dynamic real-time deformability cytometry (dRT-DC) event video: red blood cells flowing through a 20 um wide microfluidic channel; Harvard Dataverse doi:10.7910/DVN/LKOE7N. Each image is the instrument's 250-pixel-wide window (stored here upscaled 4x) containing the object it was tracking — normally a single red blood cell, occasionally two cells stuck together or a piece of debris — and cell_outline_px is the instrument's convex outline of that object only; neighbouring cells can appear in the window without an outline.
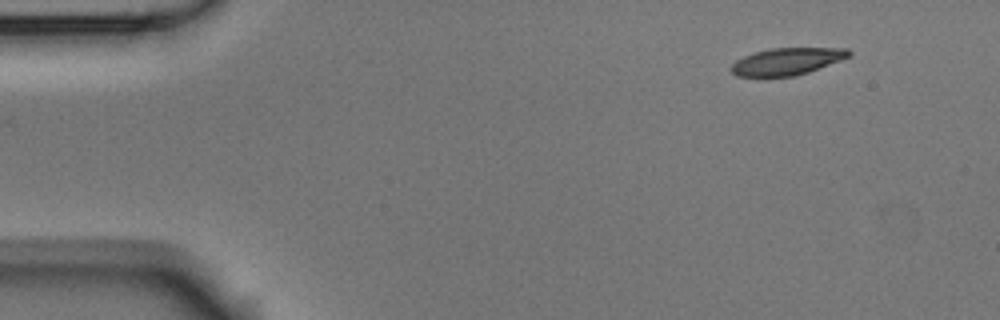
{"species": "Egyptian fruit bat (a non-hibernating species)", "species_latin": "Rousettus aegyptiacus", "temperature_condition": "room temperature", "stored_images_in_passage": 6, "camera_frame_rate_fps": 3000, "um_per_image_px": 0.085, "animal": {"sex": "male"}, "frame": {"image": 1, "passage_image": 1, "time_ms": 0.0, "image_size_px": [1000, 320], "cell_outline_px": [[852, 56], [808, 72], [796, 76], [764, 80], [736, 76], [728, 68], [736, 60], [744, 56], [768, 48], [848, 48], [852, 52]], "centroid_in_image_um": [66.82, 5.27], "position_along_channel_um": 18.2, "area_um2": 19.48}}
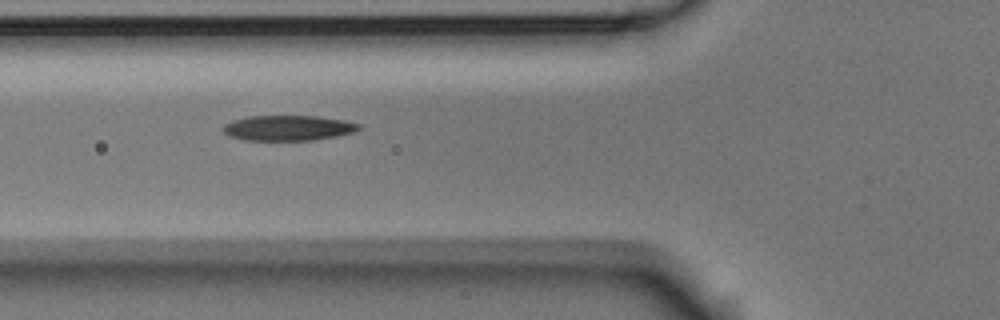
{"frame": {"image": 2, "passage_image": 5, "time_ms": 1.333, "image_size_px": [1000, 320], "cell_outline_px": [[360, 128], [352, 132], [336, 136], [312, 140], [244, 140], [228, 136], [224, 132], [224, 124], [232, 120], [248, 116], [316, 116], [344, 120], [360, 124]], "centroid_in_image_um": [24.45, 10.87], "position_along_channel_um": 101.3, "area_um2": 19.88}}
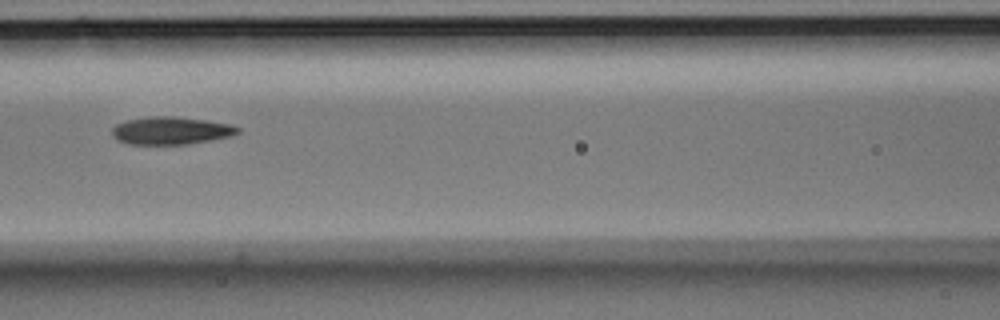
{"frame": {"image": 3, "passage_image": 6, "time_ms": 1.667, "image_size_px": [1000, 320], "cell_outline_px": [[240, 132], [232, 136], [188, 144], [128, 144], [116, 140], [112, 136], [112, 128], [116, 124], [128, 120], [148, 116], [176, 116], [232, 124], [240, 128]], "centroid_in_image_um": [14.53, 11.1], "position_along_channel_um": 152.1, "area_um2": 20.4}}